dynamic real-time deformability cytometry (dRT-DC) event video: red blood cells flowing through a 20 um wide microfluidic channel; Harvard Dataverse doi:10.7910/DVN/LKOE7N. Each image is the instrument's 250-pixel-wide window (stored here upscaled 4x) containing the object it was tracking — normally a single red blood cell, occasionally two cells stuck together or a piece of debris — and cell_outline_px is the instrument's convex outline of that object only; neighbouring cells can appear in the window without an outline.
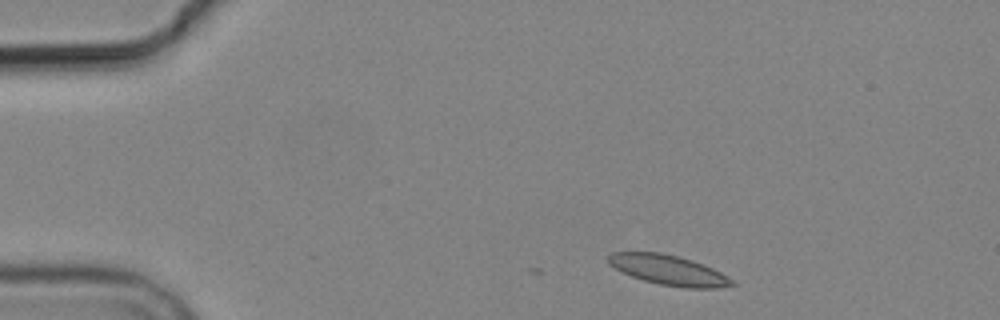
{"species": "common noctule bat (a hibernating species)", "species_latin": "Nyctalus noctula", "temperature_condition": "cold", "stored_images_in_passage": 4, "camera_frame_rate_fps": 3000, "um_per_image_px": 0.085, "animal": {"sex": "male", "body_mass_g": 19.2, "forearm_length_mm": 51.8}, "frame": {"image": 1, "passage_image": 1, "time_ms": 0.0, "image_size_px": [1000, 320], "cell_outline_px": [[736, 284], [716, 288], [688, 288], [660, 284], [644, 280], [632, 276], [608, 264], [608, 256], [612, 252], [660, 252], [680, 256], [692, 260], [712, 268], [728, 276]], "centroid_in_image_um": [56.83, 22.94], "position_along_channel_um": 28.2, "area_um2": 21.39}}